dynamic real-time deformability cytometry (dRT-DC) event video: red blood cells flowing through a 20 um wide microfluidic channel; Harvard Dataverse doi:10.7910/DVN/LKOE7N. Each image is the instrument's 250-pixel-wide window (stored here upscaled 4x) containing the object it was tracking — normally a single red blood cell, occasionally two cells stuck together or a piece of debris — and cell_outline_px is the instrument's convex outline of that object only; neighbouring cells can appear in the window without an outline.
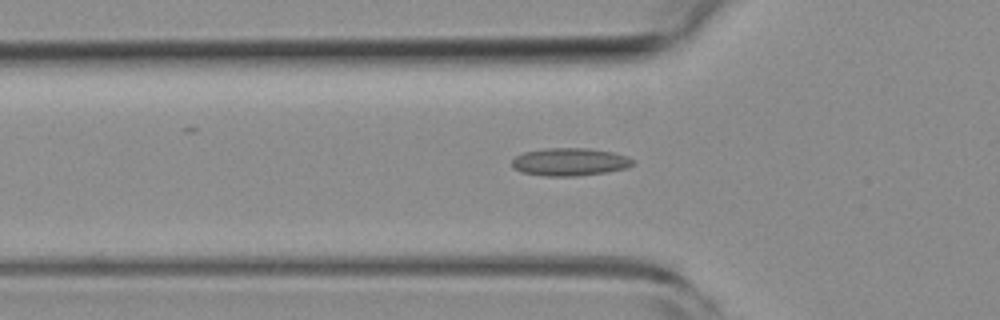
{"species": "common noctule bat (a hibernating species)", "species_latin": "Nyctalus noctula", "temperature_condition": "room temperature", "stored_images_in_passage": 53, "camera_frame_rate_fps": 3000, "um_per_image_px": 0.085, "animal": {"sex": "female", "body_mass_g": 19.3, "forearm_length_mm": 54.1}, "frame": {"image": 1, "passage_image": 17, "time_ms": 5.333, "image_size_px": [1000, 320], "cell_outline_px": [[636, 160], [628, 168], [608, 172], [576, 176], [544, 176], [520, 172], [512, 168], [512, 160], [516, 156], [524, 152], [548, 148], [584, 148], [612, 152], [628, 156]], "centroid_in_image_um": [48.44, 13.77], "position_along_channel_um": 77.4, "area_um2": 19.71}}
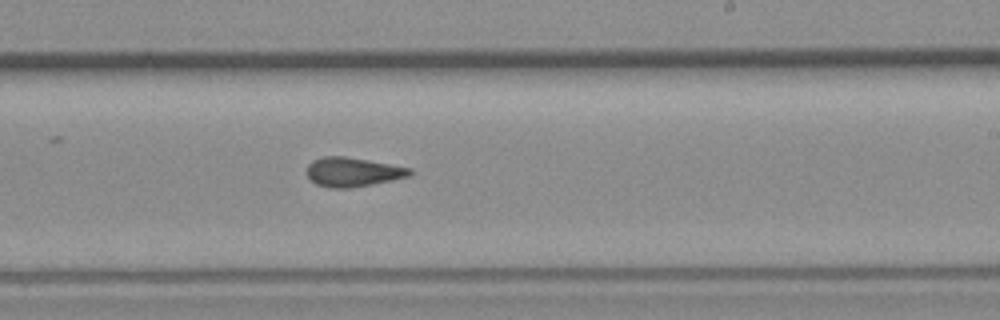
{"frame": {"image": 2, "passage_image": 31, "time_ms": 10.0, "image_size_px": [1000, 320], "cell_outline_px": [[412, 172], [408, 176], [392, 180], [352, 188], [328, 188], [316, 184], [308, 176], [308, 164], [312, 160], [324, 156], [344, 156], [412, 168]], "centroid_in_image_um": [29.97, 14.62], "position_along_channel_um": 259.0, "area_um2": 17.4}}
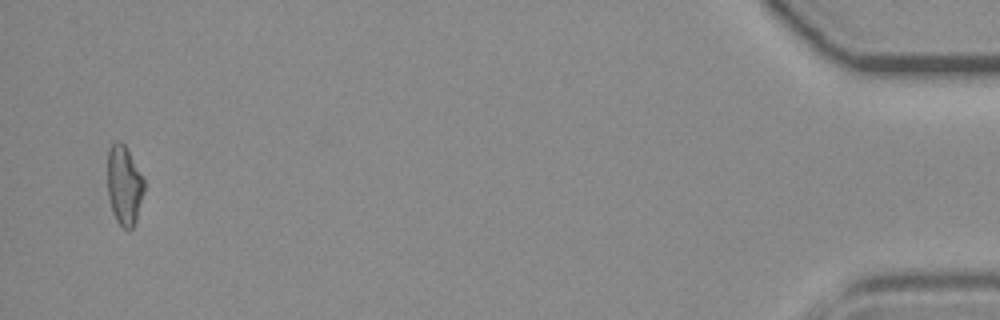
{"frame": {"image": 3, "passage_image": 51, "time_ms": 16.667, "image_size_px": [1000, 320], "cell_outline_px": [[144, 192], [136, 220], [132, 228], [128, 232], [116, 220], [112, 212], [108, 196], [108, 148], [116, 140], [120, 140], [124, 144], [144, 180]], "centroid_in_image_um": [10.54, 15.77], "position_along_channel_um": 424.7, "area_um2": 16.88}, "authors_computed_cell_mechanics": {"area_um2": 17.5134, "velocity_mm_per_s": 3.8803, "shape_relaxation_time_tau1_ms": null, "shape_relaxation_time_tau2_ms": 1.9135, "deformation_change_tau1": null, "deformation_change_tau2": 0.0898}}